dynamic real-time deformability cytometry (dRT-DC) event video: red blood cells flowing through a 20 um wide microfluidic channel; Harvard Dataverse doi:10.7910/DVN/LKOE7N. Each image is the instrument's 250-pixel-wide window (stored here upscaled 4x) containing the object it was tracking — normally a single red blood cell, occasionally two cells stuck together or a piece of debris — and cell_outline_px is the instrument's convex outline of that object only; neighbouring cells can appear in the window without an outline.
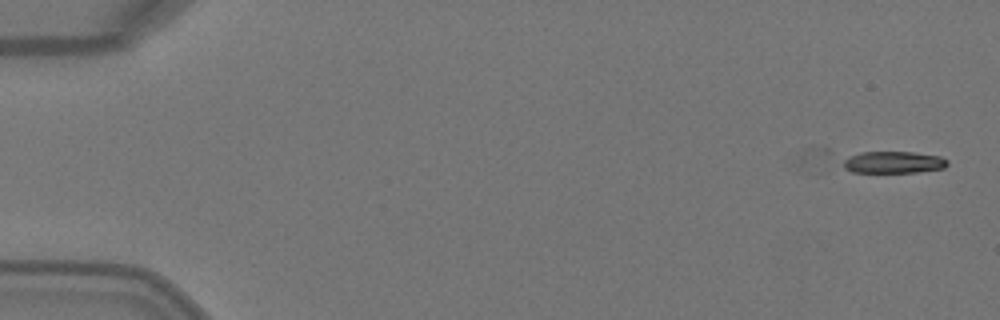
{"species": "Egyptian fruit bat (a non-hibernating species)", "species_latin": "Rousettus aegyptiacus", "temperature_condition": "warm", "stored_images_in_passage": 6, "camera_frame_rate_fps": 3000, "um_per_image_px": 0.085, "animal": {"sex": "female"}, "frame": {"image": 1, "passage_image": 1, "time_ms": 0.0, "image_size_px": [1000, 320], "cell_outline_px": [[948, 164], [944, 168], [916, 172], [852, 172], [844, 168], [844, 160], [860, 152], [912, 152], [940, 156], [948, 160]], "centroid_in_image_um": [75.98, 13.79], "position_along_channel_um": 9.0, "area_um2": 13.12}}
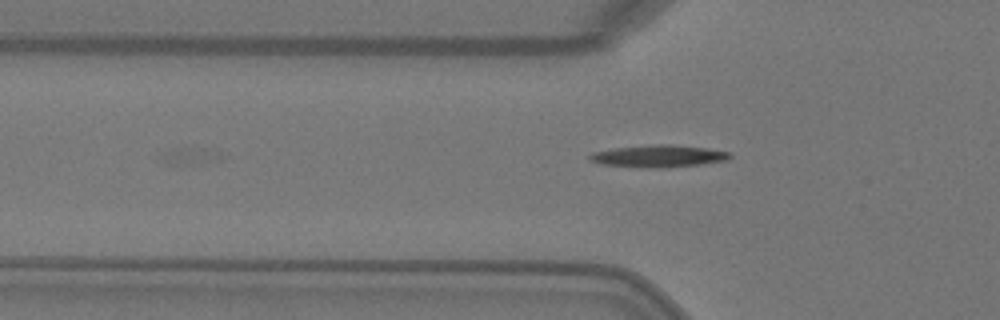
{"frame": {"image": 2, "passage_image": 5, "time_ms": 1.333, "image_size_px": [1000, 320], "cell_outline_px": [[732, 156], [728, 160], [700, 164], [668, 168], [656, 168], [600, 164], [588, 160], [588, 156], [592, 152], [616, 148], [656, 144], [668, 144], [708, 148], [728, 152]], "centroid_in_image_um": [55.97, 13.27], "position_along_channel_um": 69.8, "area_um2": 18.03}}
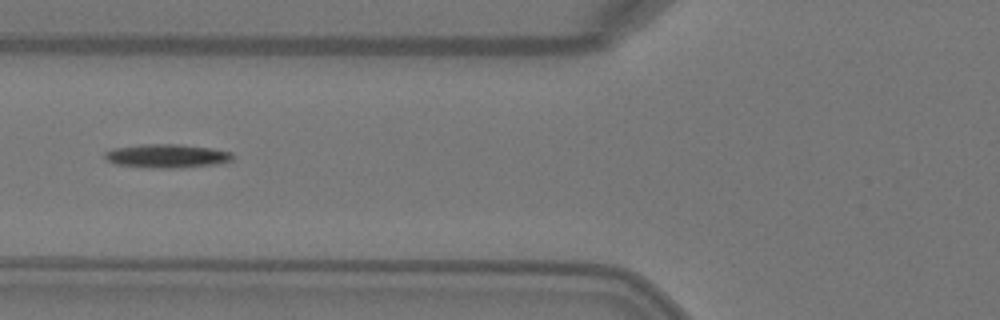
{"frame": {"image": 3, "passage_image": 6, "time_ms": 1.667, "image_size_px": [1000, 320], "cell_outline_px": [[232, 160], [220, 164], [180, 168], [152, 168], [116, 164], [108, 160], [104, 156], [104, 152], [112, 148], [140, 144], [180, 144], [208, 148], [232, 152]], "centroid_in_image_um": [14.17, 13.26], "position_along_channel_um": 111.6, "area_um2": 17.74}}